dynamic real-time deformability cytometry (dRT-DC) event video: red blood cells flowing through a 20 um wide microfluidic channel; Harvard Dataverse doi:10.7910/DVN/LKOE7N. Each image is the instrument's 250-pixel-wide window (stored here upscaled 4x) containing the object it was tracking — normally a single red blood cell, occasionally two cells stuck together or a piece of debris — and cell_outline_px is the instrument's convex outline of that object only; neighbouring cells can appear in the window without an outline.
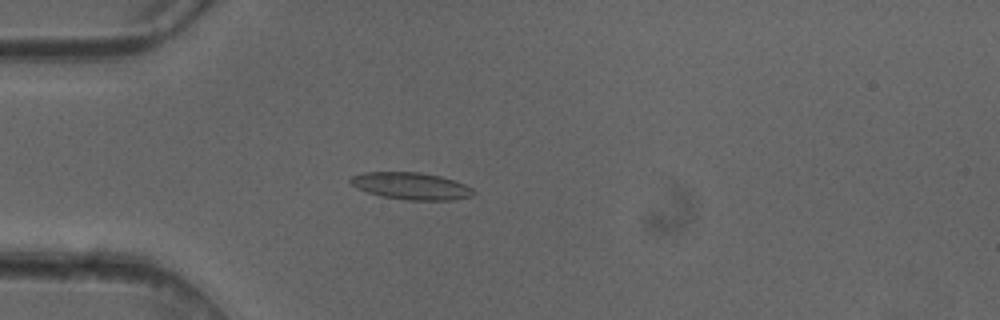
{"species": "common noctule bat (a hibernating species)", "species_latin": "Nyctalus noctula", "temperature_condition": "cold", "stored_images_in_passage": 2, "camera_frame_rate_fps": 3000, "um_per_image_px": 0.085, "animal": {"sex": "female"}, "frame": {"image": 1, "passage_image": 2, "time_ms": 0.333, "image_size_px": [1000, 320], "cell_outline_px": [[476, 192], [472, 196], [452, 200], [408, 200], [380, 196], [356, 188], [348, 180], [352, 176], [364, 172], [420, 172], [440, 176], [464, 184], [472, 188]], "centroid_in_image_um": [34.94, 15.81], "position_along_channel_um": 50.1, "area_um2": 19.36}}